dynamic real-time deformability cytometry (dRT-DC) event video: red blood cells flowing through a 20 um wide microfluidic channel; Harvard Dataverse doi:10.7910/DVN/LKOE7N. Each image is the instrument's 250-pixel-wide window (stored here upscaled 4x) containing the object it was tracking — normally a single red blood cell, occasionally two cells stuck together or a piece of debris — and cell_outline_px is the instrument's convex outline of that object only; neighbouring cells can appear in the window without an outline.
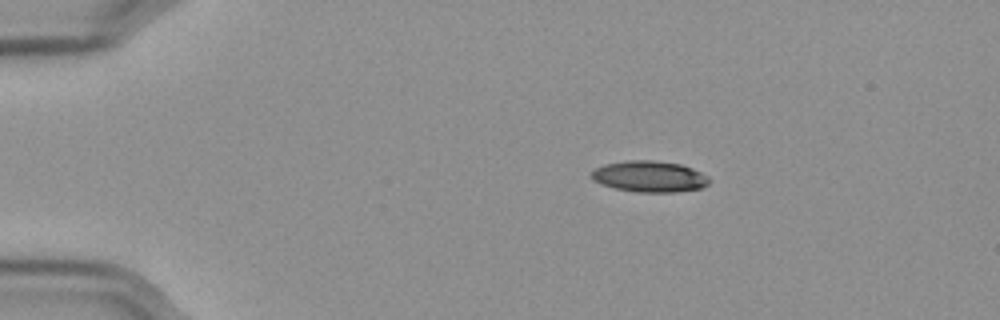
{"species": "Egyptian fruit bat (a non-hibernating species)", "species_latin": "Rousettus aegyptiacus", "temperature_condition": "cold", "stored_images_in_passage": 9, "camera_frame_rate_fps": 3000, "um_per_image_px": 0.085, "frame": {"image": 1, "passage_image": 1, "time_ms": 0.0, "image_size_px": [1000, 320], "cell_outline_px": [[712, 180], [704, 188], [676, 192], [636, 192], [612, 188], [600, 184], [592, 180], [592, 172], [596, 168], [604, 164], [628, 160], [652, 160], [680, 164], [692, 168], [708, 176]], "centroid_in_image_um": [55.22, 15.01], "position_along_channel_um": 29.8, "area_um2": 21.62}}